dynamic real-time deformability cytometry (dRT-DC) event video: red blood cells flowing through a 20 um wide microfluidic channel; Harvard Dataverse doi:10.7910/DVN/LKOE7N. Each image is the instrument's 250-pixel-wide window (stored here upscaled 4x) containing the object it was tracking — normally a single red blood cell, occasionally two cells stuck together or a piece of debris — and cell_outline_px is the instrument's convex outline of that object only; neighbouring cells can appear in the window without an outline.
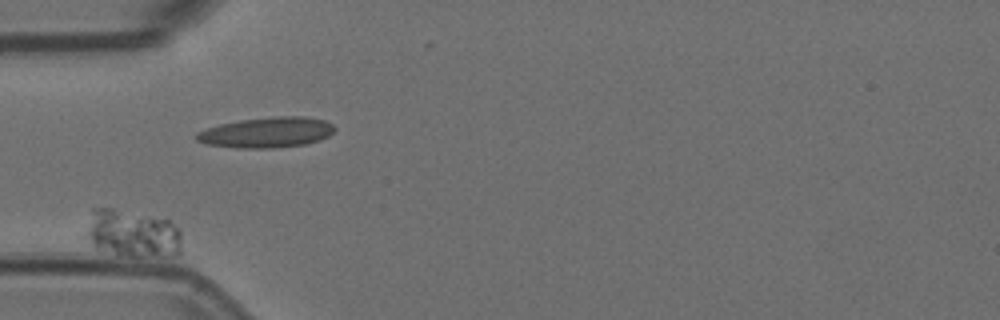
{"species": "Egyptian fruit bat (a non-hibernating species)", "species_latin": "Rousettus aegyptiacus", "temperature_condition": "room temperature", "stored_images_in_passage": 10, "camera_frame_rate_fps": 3000, "um_per_image_px": 0.085, "animal": {"sex": "female"}, "frame": {"image": 1, "passage_image": 5, "time_ms": 1.333, "image_size_px": [1000, 320], "cell_outline_px": [[180, 252], [176, 256], [132, 256], [96, 248], [92, 244], [88, 236], [88, 232], [92, 208], [112, 208], [168, 220], [180, 232]], "centroid_in_image_um": [11.3, 19.85], "position_along_channel_um": 73.7, "area_um2": 25.72}}
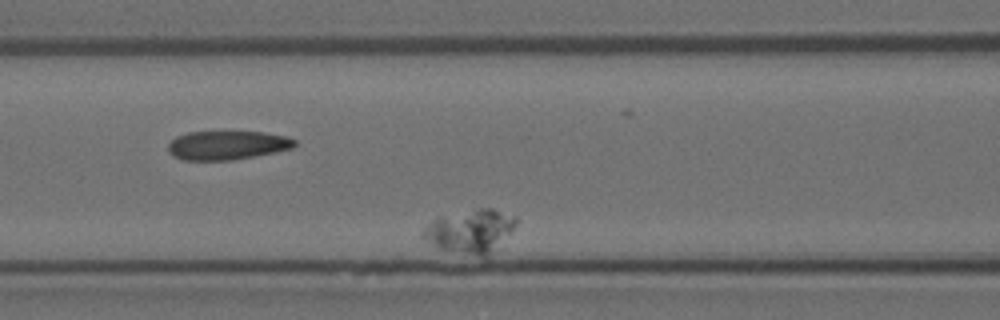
{"frame": {"image": 2, "passage_image": 7, "time_ms": 2.0, "image_size_px": [1000, 320], "cell_outline_px": [[516, 224], [504, 248], [488, 256], [480, 256], [444, 252], [436, 248], [420, 236], [424, 228], [436, 216], [480, 208], [492, 208], [516, 216]], "centroid_in_image_um": [40.01, 19.69], "position_along_channel_um": 126.6, "area_um2": 24.74}}
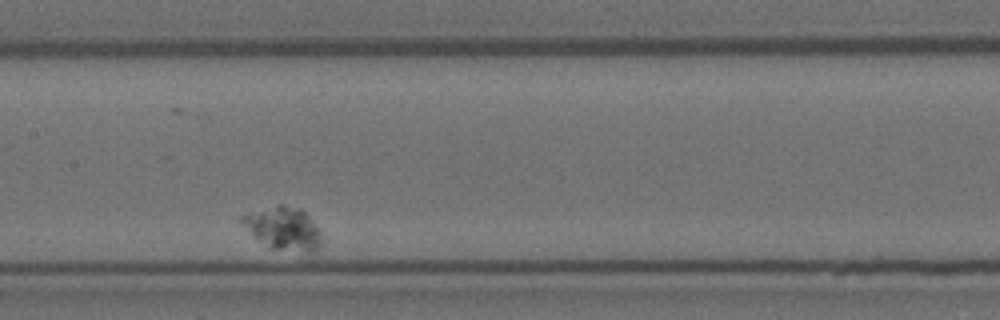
{"frame": {"image": 3, "passage_image": 9, "time_ms": 2.667, "image_size_px": [1000, 320], "cell_outline_px": [[320, 248], [312, 252], [304, 252], [268, 248], [240, 224], [240, 216], [276, 204], [284, 204], [300, 208], [308, 216], [320, 232]], "centroid_in_image_um": [24.06, 19.41], "position_along_channel_um": 183.3, "area_um2": 19.88}}